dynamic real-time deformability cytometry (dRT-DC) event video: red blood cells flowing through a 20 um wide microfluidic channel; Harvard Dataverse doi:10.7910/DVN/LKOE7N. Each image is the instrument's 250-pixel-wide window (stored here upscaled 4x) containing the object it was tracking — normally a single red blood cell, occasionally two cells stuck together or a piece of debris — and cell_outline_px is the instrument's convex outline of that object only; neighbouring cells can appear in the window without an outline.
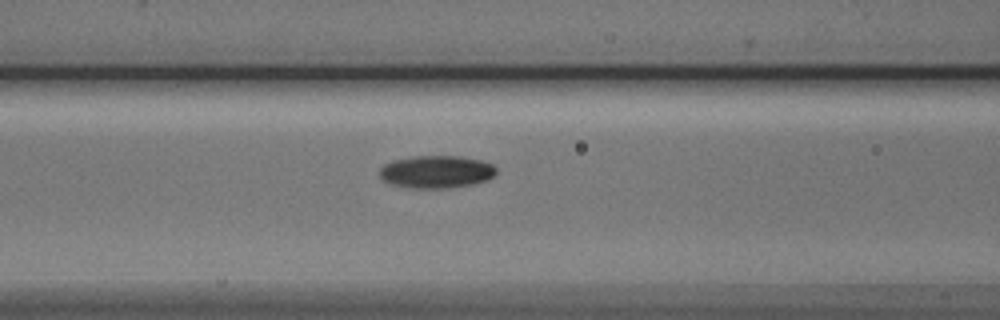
{"species": "Egyptian fruit bat (a non-hibernating species)", "species_latin": "Rousettus aegyptiacus", "temperature_condition": "cold", "stored_images_in_passage": 3, "camera_frame_rate_fps": 3000, "um_per_image_px": 0.085, "animal": {"sex": "male"}, "frame": {"image": 1, "passage_image": 3, "time_ms": 3.333, "image_size_px": [1000, 320], "cell_outline_px": [[496, 172], [488, 180], [472, 184], [448, 188], [408, 188], [392, 184], [384, 180], [380, 176], [380, 168], [384, 164], [392, 160], [416, 156], [460, 156], [480, 160], [492, 164], [496, 168]], "centroid_in_image_um": [37.08, 14.6], "position_along_channel_um": 129.5, "area_um2": 22.14}}